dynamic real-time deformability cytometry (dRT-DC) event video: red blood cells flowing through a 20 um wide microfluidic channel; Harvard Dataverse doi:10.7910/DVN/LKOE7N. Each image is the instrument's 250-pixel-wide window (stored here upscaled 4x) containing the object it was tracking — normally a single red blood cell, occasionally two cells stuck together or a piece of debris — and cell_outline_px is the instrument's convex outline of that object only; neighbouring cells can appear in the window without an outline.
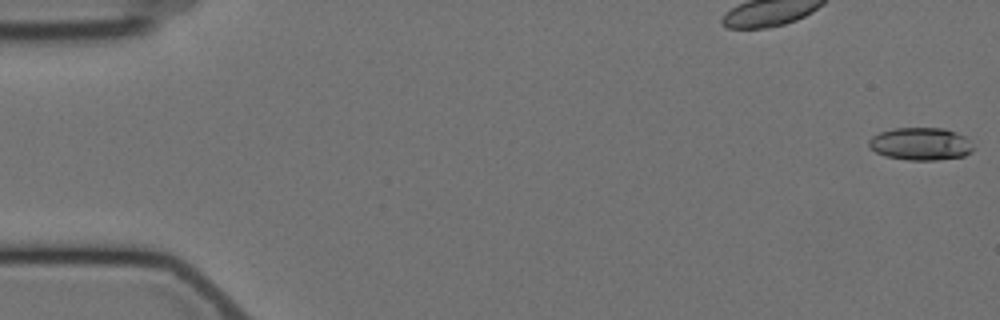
{"species": "Egyptian fruit bat (a non-hibernating species)", "species_latin": "Rousettus aegyptiacus", "temperature_condition": "cold", "stored_images_in_passage": 6, "camera_frame_rate_fps": 3000, "um_per_image_px": 0.085, "animal": {"sex": "female"}, "frame": {"image": 1, "passage_image": 1, "time_ms": 0.0, "image_size_px": [1000, 320], "cell_outline_px": [[976, 148], [972, 152], [964, 156], [936, 160], [908, 160], [884, 156], [868, 148], [868, 140], [872, 136], [880, 132], [892, 128], [944, 128], [956, 132], [964, 136]], "centroid_in_image_um": [78.24, 12.23], "position_along_channel_um": 6.8, "area_um2": 20.11}}
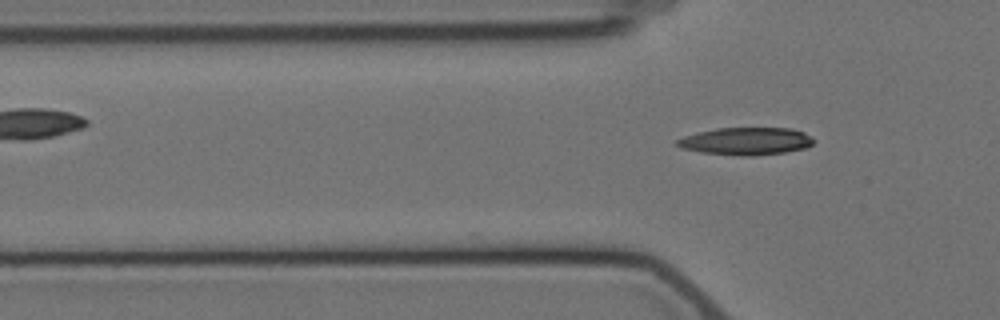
{"frame": {"image": 2, "passage_image": 6, "time_ms": 5.667, "image_size_px": [1000, 320], "cell_outline_px": [[816, 140], [812, 144], [804, 148], [784, 152], [752, 156], [740, 156], [700, 152], [680, 148], [676, 144], [676, 140], [684, 136], [716, 128], [792, 128], [804, 132], [812, 136]], "centroid_in_image_um": [63.43, 12.0], "position_along_channel_um": 62.4, "area_um2": 21.96}}